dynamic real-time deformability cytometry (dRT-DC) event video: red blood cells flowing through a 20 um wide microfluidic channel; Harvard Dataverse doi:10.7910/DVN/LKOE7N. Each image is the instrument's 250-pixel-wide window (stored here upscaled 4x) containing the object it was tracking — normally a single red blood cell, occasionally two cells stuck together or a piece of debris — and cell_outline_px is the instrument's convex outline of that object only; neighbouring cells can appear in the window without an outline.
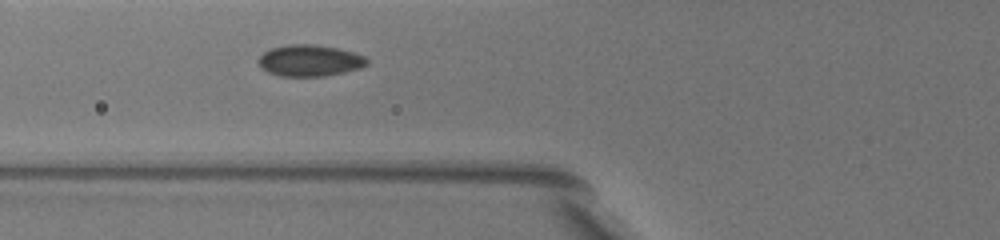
{"species": "common noctule bat (a hibernating species)", "species_latin": "Nyctalus noctula", "temperature_condition": "warm", "stored_images_in_passage": 24, "camera_frame_rate_fps": 3000, "um_per_image_px": 0.085, "animal": {"sex": "female", "body_mass_g": 19.5, "forearm_length_mm": 54.1}, "frame": {"image": 1, "passage_image": 3, "time_ms": 1.667, "image_size_px": [1000, 240], "cell_outline_px": [[368, 64], [360, 68], [344, 72], [324, 76], [280, 76], [268, 72], [260, 68], [256, 60], [264, 52], [272, 48], [288, 44], [316, 44], [336, 48], [352, 52], [364, 56], [368, 60]], "centroid_in_image_um": [26.29, 5.15], "position_along_channel_um": 99.5, "area_um2": 19.94}}
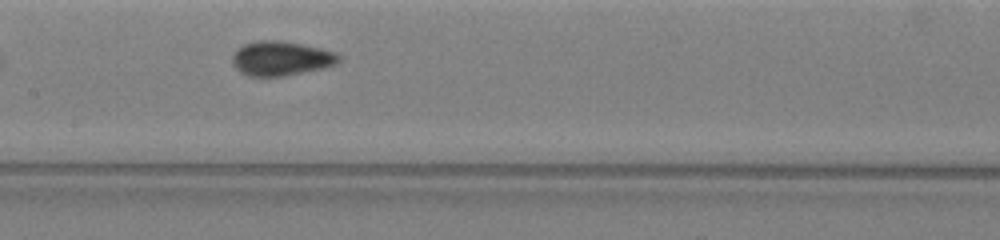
{"frame": {"image": 2, "passage_image": 8, "time_ms": 4.0, "image_size_px": [1000, 240], "cell_outline_px": [[340, 60], [336, 64], [324, 68], [284, 76], [248, 76], [240, 72], [232, 64], [232, 56], [236, 48], [244, 44], [256, 40], [280, 40], [320, 48], [336, 52], [340, 56]], "centroid_in_image_um": [23.86, 4.96], "position_along_channel_um": 183.5, "area_um2": 21.5}}
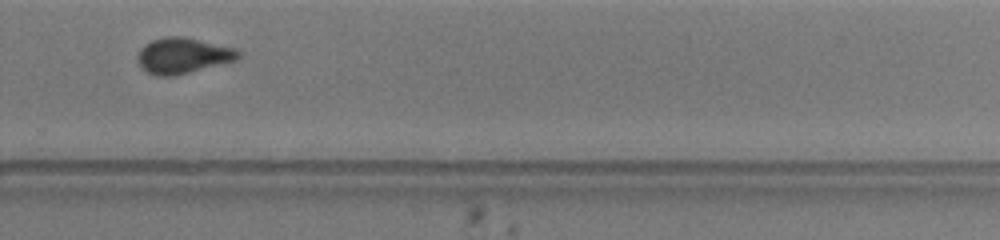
{"frame": {"image": 3, "passage_image": 16, "time_ms": 7.667, "image_size_px": [1000, 240], "cell_outline_px": [[240, 56], [236, 60], [172, 76], [156, 76], [140, 68], [136, 56], [140, 48], [144, 44], [152, 40], [168, 36], [184, 36], [240, 48]], "centroid_in_image_um": [15.55, 4.7], "position_along_channel_um": 314.3, "area_um2": 21.21}, "authors_computed_cell_mechanics": {"area_um2": 20.7791, "velocity_mm_per_s": 3.5711, "shape_relaxation_time_tau1_ms": 0.7354, "shape_relaxation_time_tau2_ms": null, "deformation_change_tau1": 0.2187, "deformation_change_tau2": null}}